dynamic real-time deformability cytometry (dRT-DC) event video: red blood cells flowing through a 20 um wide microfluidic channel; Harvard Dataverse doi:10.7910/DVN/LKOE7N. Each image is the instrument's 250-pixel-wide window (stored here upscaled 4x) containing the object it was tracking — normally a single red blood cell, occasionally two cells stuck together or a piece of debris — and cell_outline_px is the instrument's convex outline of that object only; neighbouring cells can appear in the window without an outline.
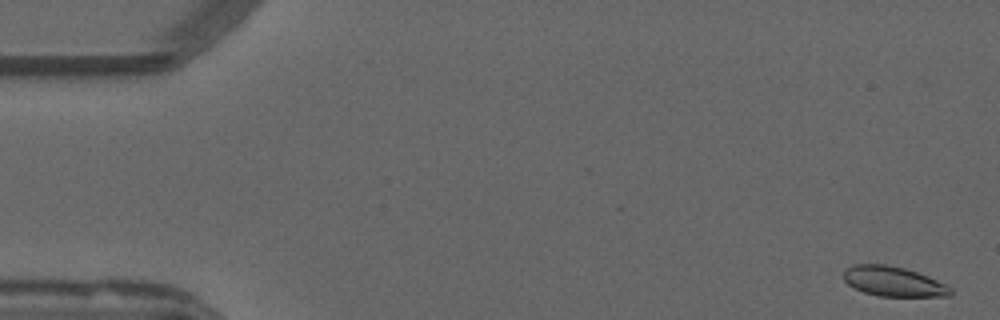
{"species": "common noctule bat (a hibernating species)", "species_latin": "Nyctalus noctula", "temperature_condition": "warm", "stored_images_in_passage": 54, "camera_frame_rate_fps": 3000, "um_per_image_px": 0.085, "animal": {"sex": "male", "forearm_length_mm": 52.5}, "frame": {"image": 1, "passage_image": 2, "time_ms": 0.333, "image_size_px": [1000, 320], "cell_outline_px": [[952, 296], [880, 296], [864, 292], [848, 284], [844, 280], [844, 268], [852, 264], [884, 264], [904, 268], [928, 276], [952, 288]], "centroid_in_image_um": [75.92, 23.92], "position_along_channel_um": 9.1, "area_um2": 18.5}}
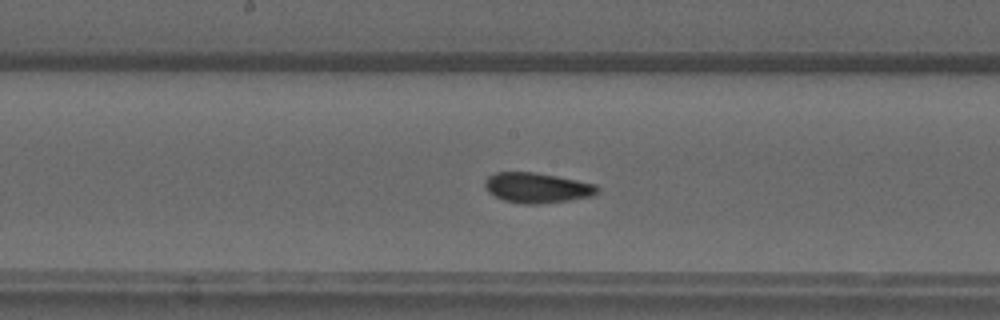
{"frame": {"image": 2, "passage_image": 28, "time_ms": 9.0, "image_size_px": [1000, 320], "cell_outline_px": [[600, 188], [592, 196], [568, 200], [540, 204], [520, 204], [504, 200], [488, 192], [484, 184], [484, 180], [488, 176], [496, 172], [536, 172], [596, 184]], "centroid_in_image_um": [45.62, 15.96], "position_along_channel_um": 202.6, "area_um2": 19.77}}
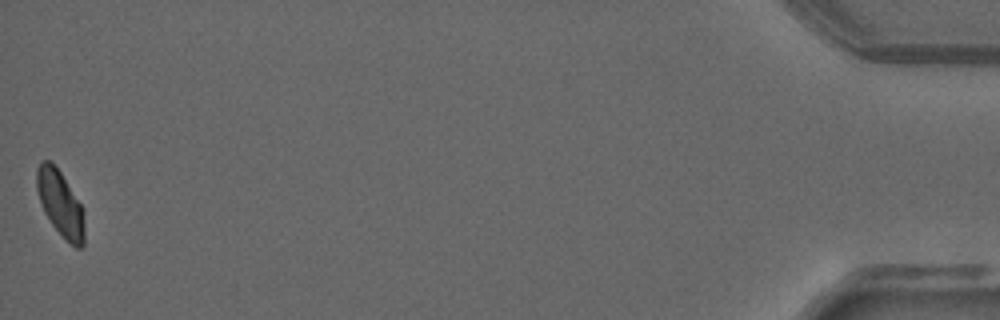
{"frame": {"image": 3, "passage_image": 54, "time_ms": 17.667, "image_size_px": [1000, 320], "cell_outline_px": [[84, 244], [80, 248], [76, 248], [52, 224], [44, 212], [36, 188], [36, 168], [40, 160], [48, 160], [60, 172], [80, 204], [84, 220]], "centroid_in_image_um": [5.1, 17.27], "position_along_channel_um": 430.1, "area_um2": 17.69}, "authors_computed_cell_mechanics": {"area_um2": 19.2474, "velocity_mm_per_s": 3.8017, "shape_relaxation_time_tau1_ms": 7.2716, "shape_relaxation_time_tau2_ms": 1.4794, "deformation_change_tau1": 0.1642, "deformation_change_tau2": 0.0482}}